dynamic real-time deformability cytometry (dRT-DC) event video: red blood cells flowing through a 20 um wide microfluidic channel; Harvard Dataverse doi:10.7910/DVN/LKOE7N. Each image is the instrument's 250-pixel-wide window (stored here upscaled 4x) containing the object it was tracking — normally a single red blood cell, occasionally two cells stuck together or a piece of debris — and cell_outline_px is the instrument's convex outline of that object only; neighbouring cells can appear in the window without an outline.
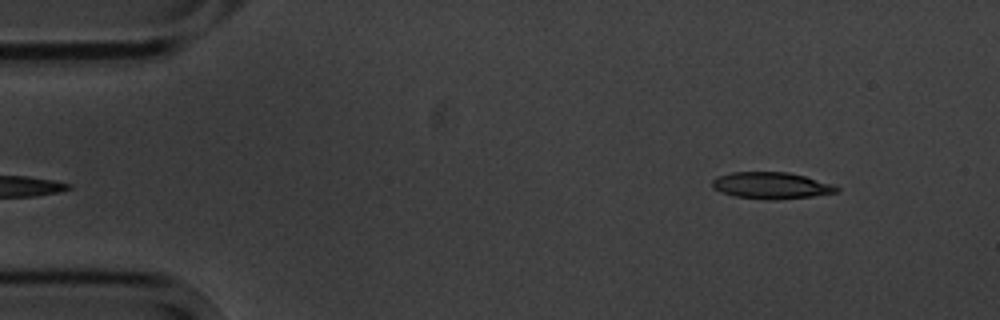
{"species": "common noctule bat (a hibernating species)", "species_latin": "Nyctalus noctula", "temperature_condition": "cold", "stored_images_in_passage": 5, "segment_of_instrument_passage": [2, 2], "camera_frame_rate_fps": 3000, "um_per_image_px": 0.085, "animal": {"sex": "male", "body_mass_g": 20.1, "forearm_length_mm": 53.5}, "frame": {"image": 1, "passage_image": 5, "time_ms": 4.667, "image_size_px": [1000, 320], "cell_outline_px": [[840, 192], [812, 196], [776, 200], [764, 200], [736, 196], [720, 192], [712, 188], [712, 180], [716, 176], [732, 172], [788, 172], [804, 176], [832, 184], [840, 188]], "centroid_in_image_um": [65.54, 15.77], "position_along_channel_um": 19.5, "area_um2": 19.42}}